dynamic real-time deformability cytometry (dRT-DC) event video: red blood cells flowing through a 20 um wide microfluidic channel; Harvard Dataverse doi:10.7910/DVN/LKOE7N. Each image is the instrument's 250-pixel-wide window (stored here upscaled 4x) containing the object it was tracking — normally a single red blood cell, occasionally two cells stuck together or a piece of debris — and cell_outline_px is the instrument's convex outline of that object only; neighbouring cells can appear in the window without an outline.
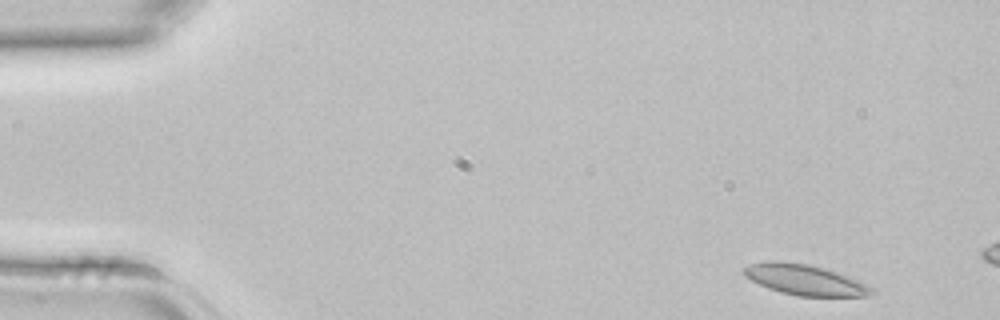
{"species": "common noctule bat (a hibernating species)", "species_latin": "Nyctalus noctula", "temperature_condition": "room temperature", "stored_images_in_passage": 3, "camera_frame_rate_fps": 3000, "um_per_image_px": 0.085, "animal": {"sex": "female", "body_mass_g": 22.7, "forearm_length_mm": 54.2}, "frame": {"image": 1, "passage_image": 1, "time_ms": 0.0, "image_size_px": [1000, 320], "cell_outline_px": [[876, 292], [868, 296], [796, 296], [768, 288], [744, 276], [744, 268], [752, 264], [764, 260], [780, 260], [808, 264], [824, 268], [860, 280], [872, 288]], "centroid_in_image_um": [68.43, 23.77], "position_along_channel_um": 16.6, "area_um2": 22.77}}